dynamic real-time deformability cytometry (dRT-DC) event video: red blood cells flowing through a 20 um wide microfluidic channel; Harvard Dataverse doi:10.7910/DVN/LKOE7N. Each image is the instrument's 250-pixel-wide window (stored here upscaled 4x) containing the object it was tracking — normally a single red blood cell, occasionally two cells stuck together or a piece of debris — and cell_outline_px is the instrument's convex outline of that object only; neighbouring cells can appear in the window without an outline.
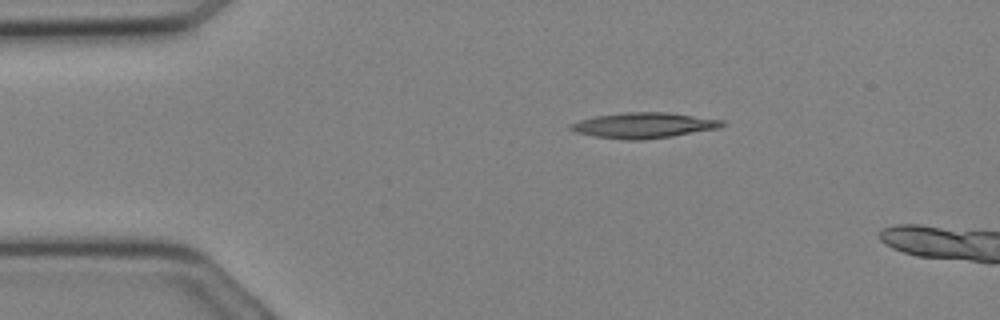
{"species": "Egyptian fruit bat (a non-hibernating species)", "species_latin": "Rousettus aegyptiacus", "temperature_condition": "cold", "stored_images_in_passage": 4, "camera_frame_rate_fps": 3000, "um_per_image_px": 0.085, "animal": {"sex": "female"}, "frame": {"image": 1, "passage_image": 1, "time_ms": 0.0, "image_size_px": [1000, 320], "cell_outline_px": [[724, 124], [720, 128], [672, 136], [644, 140], [624, 140], [596, 136], [576, 132], [568, 128], [568, 124], [580, 120], [596, 116], [624, 112], [668, 112], [724, 120]], "centroid_in_image_um": [54.72, 10.65], "position_along_channel_um": 30.3, "area_um2": 22.54}}